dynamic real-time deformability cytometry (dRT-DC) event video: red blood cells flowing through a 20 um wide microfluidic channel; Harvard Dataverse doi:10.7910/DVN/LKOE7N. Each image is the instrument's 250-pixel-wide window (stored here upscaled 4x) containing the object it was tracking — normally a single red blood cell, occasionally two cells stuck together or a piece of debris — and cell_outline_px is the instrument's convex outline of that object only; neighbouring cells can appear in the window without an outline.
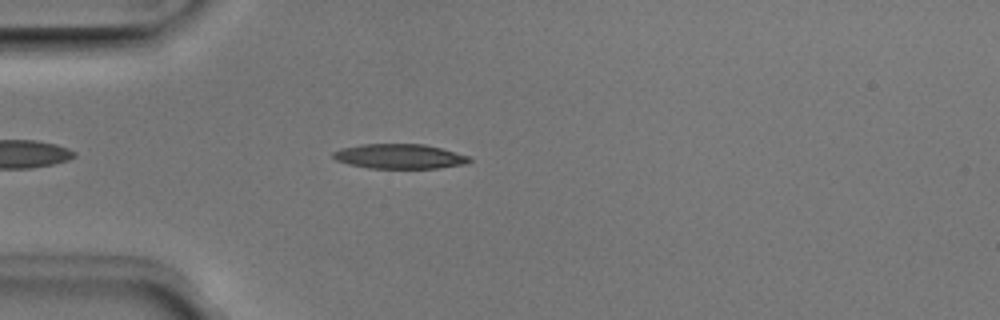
{"species": "Egyptian fruit bat (a non-hibernating species)", "species_latin": "Rousettus aegyptiacus", "temperature_condition": "room temperature", "stored_images_in_passage": 40, "camera_frame_rate_fps": 3000, "um_per_image_px": 0.085, "animal": {"sex": "male"}, "frame": {"image": 1, "passage_image": 6, "time_ms": 1.667, "image_size_px": [1000, 320], "cell_outline_px": [[472, 160], [464, 164], [440, 168], [368, 168], [348, 164], [336, 160], [332, 156], [332, 152], [340, 148], [360, 144], [424, 144], [472, 156]], "centroid_in_image_um": [33.95, 13.29], "position_along_channel_um": 51.0, "area_um2": 19.77}}
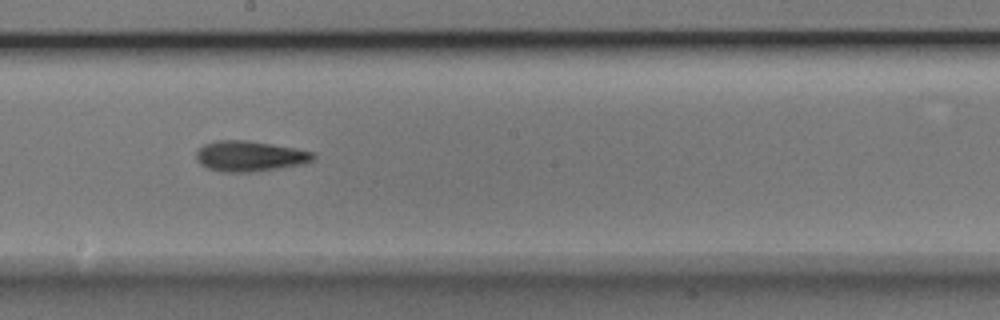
{"frame": {"image": 2, "passage_image": 20, "time_ms": 6.333, "image_size_px": [1000, 320], "cell_outline_px": [[316, 156], [312, 160], [304, 164], [252, 172], [220, 172], [208, 168], [200, 164], [196, 160], [196, 152], [204, 144], [216, 140], [248, 140], [296, 148], [316, 152]], "centroid_in_image_um": [21.24, 13.27], "position_along_channel_um": 227.0, "area_um2": 20.98}}
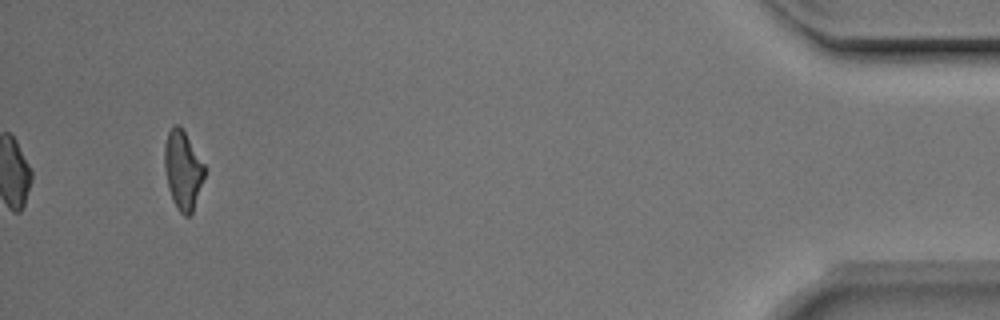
{"frame": {"image": 3, "passage_image": 40, "time_ms": 13.0, "image_size_px": [1000, 320], "cell_outline_px": [[204, 176], [192, 212], [188, 216], [184, 216], [176, 208], [172, 200], [164, 168], [164, 144], [168, 132], [172, 124], [180, 124], [204, 164]], "centroid_in_image_um": [15.51, 14.41], "position_along_channel_um": 419.7, "area_um2": 18.21}, "authors_computed_cell_mechanics": {"area_um2": 19.6809, "velocity_mm_per_s": 4.0072, "shape_relaxation_time_tau1_ms": 3.4795, "shape_relaxation_time_tau2_ms": null, "deformation_change_tau1": 0.1542, "deformation_change_tau2": null}}